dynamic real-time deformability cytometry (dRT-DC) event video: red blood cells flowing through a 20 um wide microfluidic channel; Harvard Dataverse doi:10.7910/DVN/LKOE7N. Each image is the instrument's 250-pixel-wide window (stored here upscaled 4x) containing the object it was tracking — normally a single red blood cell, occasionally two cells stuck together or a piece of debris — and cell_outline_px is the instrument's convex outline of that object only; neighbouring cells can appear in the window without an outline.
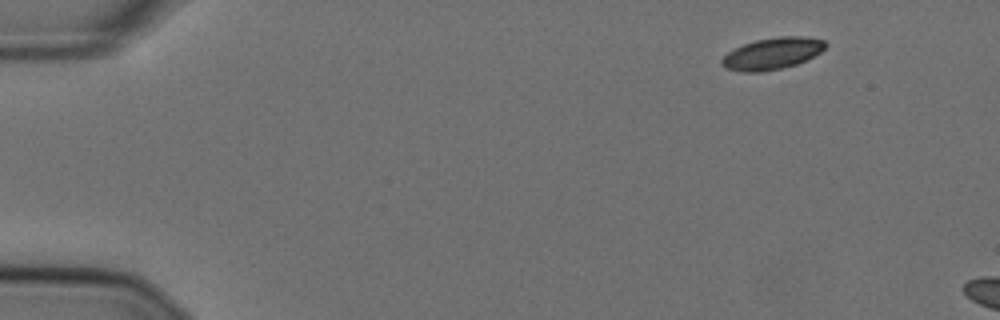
{"species": "Egyptian fruit bat (a non-hibernating species)", "species_latin": "Rousettus aegyptiacus", "temperature_condition": "cold", "stored_images_in_passage": 6, "camera_frame_rate_fps": 3000, "um_per_image_px": 0.085, "animal": {"sex": "female"}, "frame": {"image": 1, "passage_image": 1, "time_ms": 0.0, "image_size_px": [1000, 320], "cell_outline_px": [[828, 44], [820, 52], [796, 64], [764, 72], [740, 72], [724, 68], [720, 64], [720, 60], [728, 52], [744, 44], [756, 40], [780, 36], [804, 36], [824, 40]], "centroid_in_image_um": [65.61, 4.55], "position_along_channel_um": 19.4, "area_um2": 19.07}}